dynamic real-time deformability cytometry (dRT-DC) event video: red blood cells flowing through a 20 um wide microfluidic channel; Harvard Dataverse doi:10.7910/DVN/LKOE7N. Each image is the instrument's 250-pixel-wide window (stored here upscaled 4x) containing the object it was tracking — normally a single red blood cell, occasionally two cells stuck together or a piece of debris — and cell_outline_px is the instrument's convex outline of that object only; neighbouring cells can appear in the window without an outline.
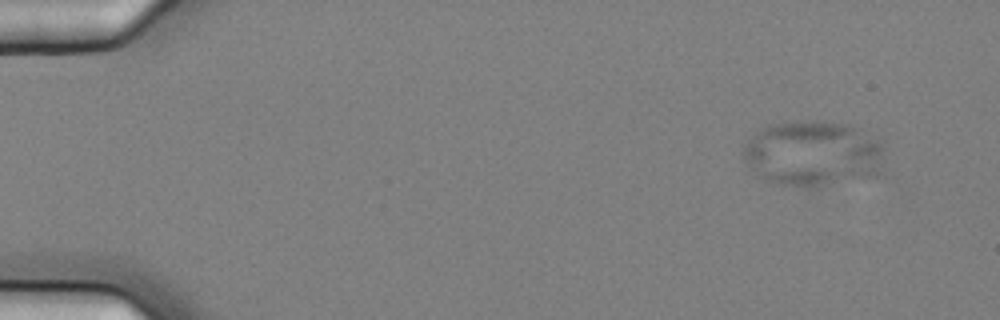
{"species": "common noctule bat (a hibernating species)", "species_latin": "Nyctalus noctula", "temperature_condition": "cold", "stored_images_in_passage": 4, "camera_frame_rate_fps": 3000, "um_per_image_px": 0.085, "animal": {"sex": "female", "body_mass_g": 25.1}, "frame": {"image": 1, "passage_image": 1, "time_ms": 0.0, "image_size_px": [1000, 320], "cell_outline_px": [[884, 176], [820, 188], [800, 188], [768, 180], [760, 176], [748, 164], [744, 156], [744, 144], [760, 128], [768, 124], [808, 120], [824, 120], [848, 124], [860, 128], [880, 140], [884, 148]], "centroid_in_image_um": [69.25, 13.07], "position_along_channel_um": 15.8, "area_um2": 55.78}}